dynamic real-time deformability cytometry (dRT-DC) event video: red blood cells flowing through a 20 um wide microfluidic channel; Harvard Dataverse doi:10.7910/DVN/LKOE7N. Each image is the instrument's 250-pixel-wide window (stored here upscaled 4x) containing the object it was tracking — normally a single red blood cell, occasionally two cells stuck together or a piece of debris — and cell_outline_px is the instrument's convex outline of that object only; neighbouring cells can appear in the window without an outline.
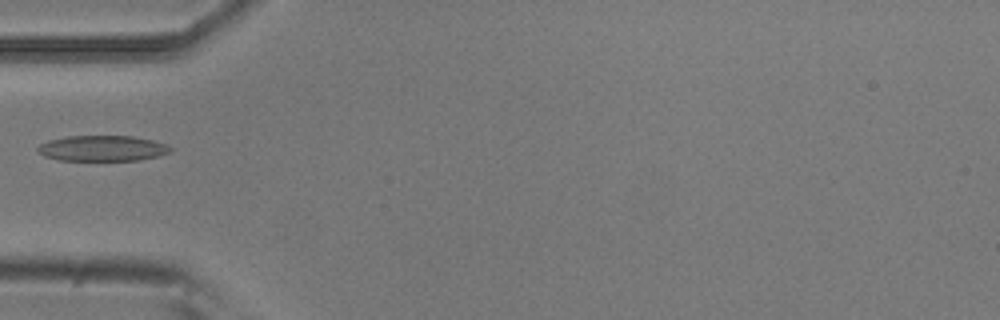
{"species": "common noctule bat (a hibernating species)", "species_latin": "Nyctalus noctula", "temperature_condition": "room temperature", "stored_images_in_passage": 4, "camera_frame_rate_fps": 3000, "um_per_image_px": 0.085, "animal": {"sex": "male", "body_mass_g": 20.5, "forearm_length_mm": 52.5}, "frame": {"image": 1, "passage_image": 3, "time_ms": 0.667, "image_size_px": [1000, 320], "cell_outline_px": [[172, 152], [160, 156], [140, 160], [60, 160], [44, 156], [36, 148], [40, 144], [48, 140], [68, 136], [132, 136], [152, 140], [164, 144], [172, 148]], "centroid_in_image_um": [8.72, 12.61], "position_along_channel_um": 76.3, "area_um2": 19.77}}
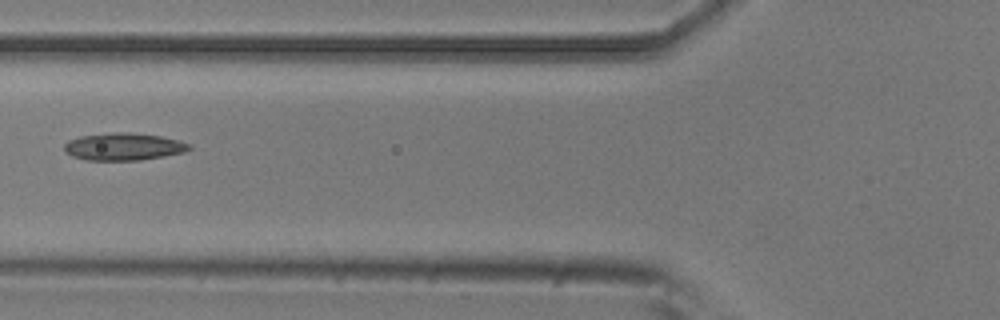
{"frame": {"image": 2, "passage_image": 4, "time_ms": 1.0, "image_size_px": [1000, 320], "cell_outline_px": [[192, 148], [184, 152], [164, 156], [140, 160], [84, 160], [72, 156], [64, 152], [64, 144], [68, 140], [80, 136], [112, 132], [128, 132], [160, 136], [180, 140], [192, 144]], "centroid_in_image_um": [10.5, 12.46], "position_along_channel_um": 115.3, "area_um2": 20.11}}